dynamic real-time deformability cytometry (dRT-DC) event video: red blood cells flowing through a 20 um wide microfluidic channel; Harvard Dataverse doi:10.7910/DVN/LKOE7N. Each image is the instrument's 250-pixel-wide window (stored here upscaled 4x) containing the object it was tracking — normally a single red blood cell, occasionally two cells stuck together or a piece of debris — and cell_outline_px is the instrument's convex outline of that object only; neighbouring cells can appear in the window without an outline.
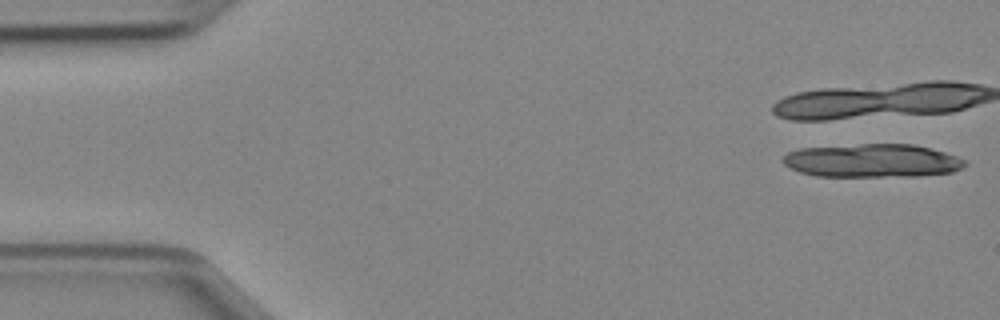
{"species": "Egyptian fruit bat (a non-hibernating species)", "species_latin": "Rousettus aegyptiacus", "temperature_condition": "cold", "stored_images_in_passage": 15, "camera_frame_rate_fps": 3000, "um_per_image_px": 0.085, "animal": {"sex": "female"}, "frame": {"image": 1, "passage_image": 1, "time_ms": 0.0, "image_size_px": [1000, 320], "cell_outline_px": [[968, 164], [964, 168], [952, 172], [916, 176], [816, 176], [800, 172], [784, 164], [780, 160], [788, 152], [800, 148], [860, 144], [912, 144], [944, 152], [968, 160]], "centroid_in_image_um": [74.17, 13.66], "position_along_channel_um": 10.8, "area_um2": 35.49}}